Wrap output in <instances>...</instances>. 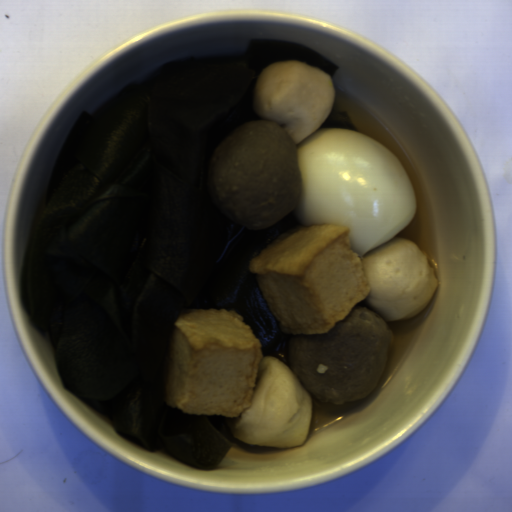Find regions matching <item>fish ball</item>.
<instances>
[{
    "mask_svg": "<svg viewBox=\"0 0 512 512\" xmlns=\"http://www.w3.org/2000/svg\"><path fill=\"white\" fill-rule=\"evenodd\" d=\"M247 264L279 330L292 336L329 333L356 306L388 323L414 319L439 286L412 238L396 236L361 257L349 230L328 222L289 228Z\"/></svg>",
    "mask_w": 512,
    "mask_h": 512,
    "instance_id": "29854b86",
    "label": "fish ball"
},
{
    "mask_svg": "<svg viewBox=\"0 0 512 512\" xmlns=\"http://www.w3.org/2000/svg\"><path fill=\"white\" fill-rule=\"evenodd\" d=\"M163 399L184 414L222 416L243 443L272 449L306 443L312 400L235 310L180 311L167 348Z\"/></svg>",
    "mask_w": 512,
    "mask_h": 512,
    "instance_id": "53f4d19a",
    "label": "fish ball"
},
{
    "mask_svg": "<svg viewBox=\"0 0 512 512\" xmlns=\"http://www.w3.org/2000/svg\"><path fill=\"white\" fill-rule=\"evenodd\" d=\"M254 114L284 131L298 146L319 131L336 105L331 75L296 59L277 60L258 75L251 97Z\"/></svg>",
    "mask_w": 512,
    "mask_h": 512,
    "instance_id": "745d8928",
    "label": "fish ball"
}]
</instances>
